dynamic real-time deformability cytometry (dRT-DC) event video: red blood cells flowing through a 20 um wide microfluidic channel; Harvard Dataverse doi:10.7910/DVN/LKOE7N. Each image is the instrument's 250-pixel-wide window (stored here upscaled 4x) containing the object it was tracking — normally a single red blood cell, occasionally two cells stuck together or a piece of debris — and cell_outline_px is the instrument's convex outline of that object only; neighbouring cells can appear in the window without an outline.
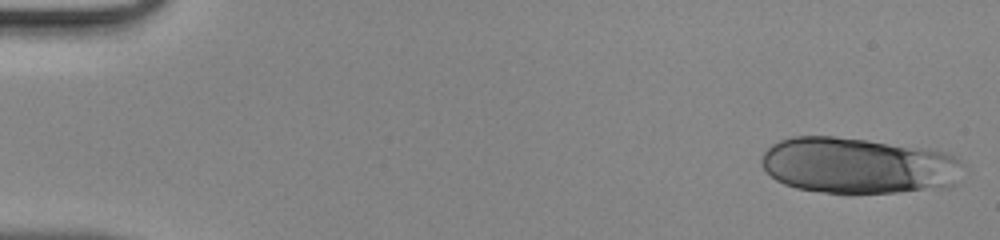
{"species": "human", "species_latin": "Homo sapiens", "temperature_condition": "room temperature", "stored_images_in_passage": 45, "camera_frame_rate_fps": 3000, "um_per_image_px": 0.085, "donor": {"sex": "male"}, "frame": {"image": 1, "passage_image": 1, "time_ms": 0.0, "image_size_px": [1000, 240], "cell_outline_px": [[964, 164], [952, 184], [948, 188], [852, 196], [796, 188], [784, 184], [776, 180], [760, 164], [760, 160], [764, 152], [772, 144], [780, 140], [792, 136], [832, 136], [928, 148], [944, 152], [960, 160]], "centroid_in_image_um": [72.93, 14.1], "position_along_channel_um": 12.1, "area_um2": 66.76}}
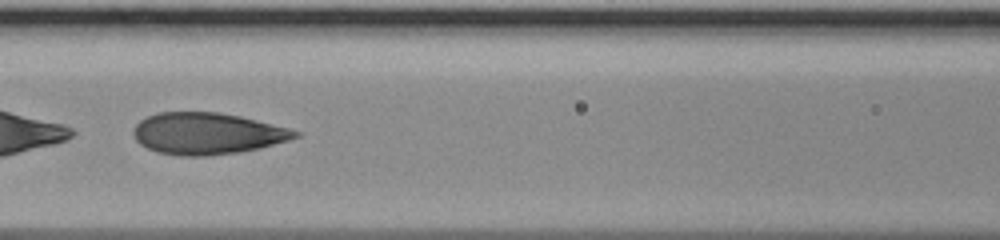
{"frame": {"image": 2, "passage_image": 21, "time_ms": 6.667, "image_size_px": [1000, 240], "cell_outline_px": [[300, 136], [288, 140], [260, 148], [240, 152], [208, 156], [180, 156], [156, 152], [140, 144], [136, 140], [132, 132], [132, 128], [140, 120], [148, 116], [160, 112], [220, 112], [240, 116], [288, 128], [300, 132]], "centroid_in_image_um": [17.58, 11.35], "position_along_channel_um": 149.0, "area_um2": 39.3}}
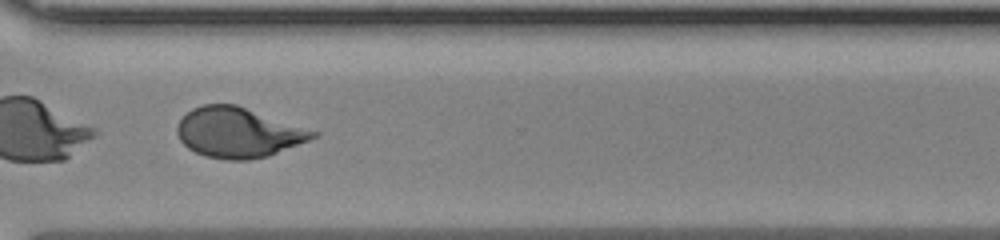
{"frame": {"image": 3, "passage_image": 35, "time_ms": 11.333, "image_size_px": [1000, 240], "cell_outline_px": [[320, 132], [316, 136], [308, 140], [268, 156], [248, 160], [228, 160], [204, 156], [188, 148], [180, 140], [176, 132], [176, 128], [180, 120], [192, 108], [204, 104], [236, 104]], "centroid_in_image_um": [20.24, 11.26], "position_along_channel_um": 350.4, "area_um2": 39.48}}